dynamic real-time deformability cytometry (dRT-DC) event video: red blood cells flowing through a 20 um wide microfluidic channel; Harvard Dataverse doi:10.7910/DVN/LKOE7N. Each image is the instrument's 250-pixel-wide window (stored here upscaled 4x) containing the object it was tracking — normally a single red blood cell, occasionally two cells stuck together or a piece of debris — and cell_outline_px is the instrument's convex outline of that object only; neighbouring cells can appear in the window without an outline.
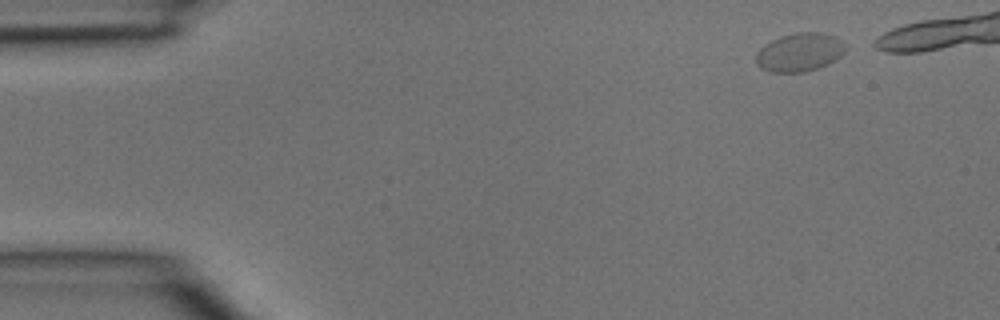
{"species": "common noctule bat (a hibernating species)", "species_latin": "Nyctalus noctula", "temperature_condition": "room temperature", "stored_images_in_passage": 4, "camera_frame_rate_fps": 3000, "um_per_image_px": 0.085, "animal": {"sex": "male", "body_mass_g": 15.6}, "frame": {"image": 1, "passage_image": 1, "time_ms": 0.0, "image_size_px": [1000, 320], "cell_outline_px": [[848, 48], [836, 60], [820, 68], [804, 72], [772, 72], [760, 68], [756, 64], [756, 52], [764, 44], [780, 36], [796, 32], [820, 32], [836, 36]], "centroid_in_image_um": [67.97, 4.44], "position_along_channel_um": 17.0, "area_um2": 20.35}}